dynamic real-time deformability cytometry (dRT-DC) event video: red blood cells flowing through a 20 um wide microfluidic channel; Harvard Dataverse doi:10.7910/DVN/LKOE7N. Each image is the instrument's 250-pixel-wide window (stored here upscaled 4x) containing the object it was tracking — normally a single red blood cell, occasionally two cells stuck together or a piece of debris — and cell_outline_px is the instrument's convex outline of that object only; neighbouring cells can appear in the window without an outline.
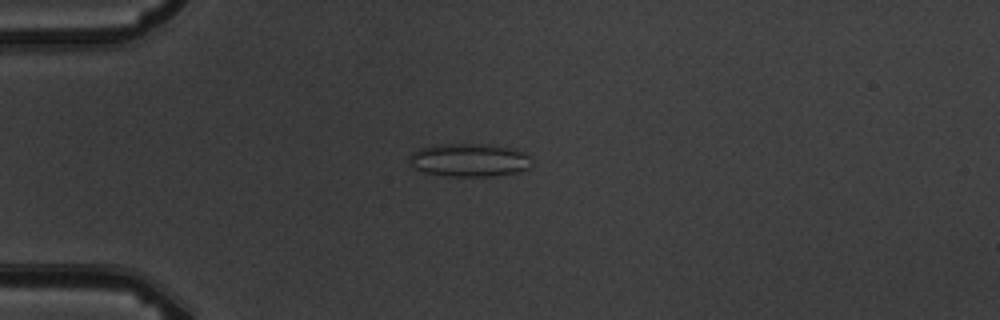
{"species": "common noctule bat (a hibernating species)", "species_latin": "Nyctalus noctula", "temperature_condition": "warm", "stored_images_in_passage": 5, "camera_frame_rate_fps": 3000, "um_per_image_px": 0.085, "animal": {"sex": "male", "body_mass_g": 19.5, "forearm_length_mm": 54.6}, "frame": {"image": 1, "passage_image": 4, "time_ms": 3.667, "image_size_px": [1000, 320], "cell_outline_px": [[532, 164], [528, 168], [516, 172], [492, 176], [448, 176], [424, 172], [412, 168], [408, 160], [408, 156], [412, 152], [420, 148], [432, 144], [488, 144], [516, 148], [524, 152], [528, 156]], "centroid_in_image_um": [39.85, 13.59], "position_along_channel_um": 45.2, "area_um2": 23.99}}